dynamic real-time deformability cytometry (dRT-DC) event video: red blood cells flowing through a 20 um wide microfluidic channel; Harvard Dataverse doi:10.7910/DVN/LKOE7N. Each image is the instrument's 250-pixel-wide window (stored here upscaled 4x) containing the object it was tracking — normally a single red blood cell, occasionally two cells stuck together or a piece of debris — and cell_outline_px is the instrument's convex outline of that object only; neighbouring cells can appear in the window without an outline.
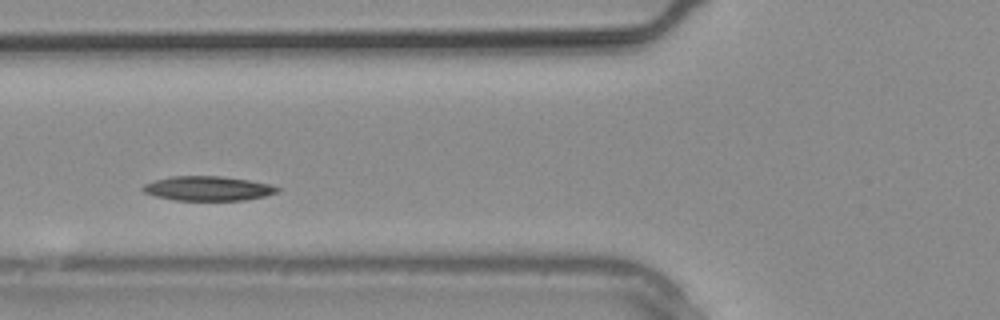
{"species": "common noctule bat (a hibernating species)", "species_latin": "Nyctalus noctula", "temperature_condition": "warm", "stored_images_in_passage": 15, "camera_frame_rate_fps": 3000, "um_per_image_px": 0.085, "animal": {"sex": "male", "body_mass_g": 20.4}, "frame": {"image": 1, "passage_image": 5, "time_ms": 1.333, "image_size_px": [1000, 320], "cell_outline_px": [[280, 192], [264, 196], [244, 200], [176, 200], [156, 196], [144, 192], [140, 188], [144, 184], [156, 180], [172, 176], [220, 176], [248, 180], [272, 184], [280, 188]], "centroid_in_image_um": [17.7, 16.01], "position_along_channel_um": 108.1, "area_um2": 19.13}}